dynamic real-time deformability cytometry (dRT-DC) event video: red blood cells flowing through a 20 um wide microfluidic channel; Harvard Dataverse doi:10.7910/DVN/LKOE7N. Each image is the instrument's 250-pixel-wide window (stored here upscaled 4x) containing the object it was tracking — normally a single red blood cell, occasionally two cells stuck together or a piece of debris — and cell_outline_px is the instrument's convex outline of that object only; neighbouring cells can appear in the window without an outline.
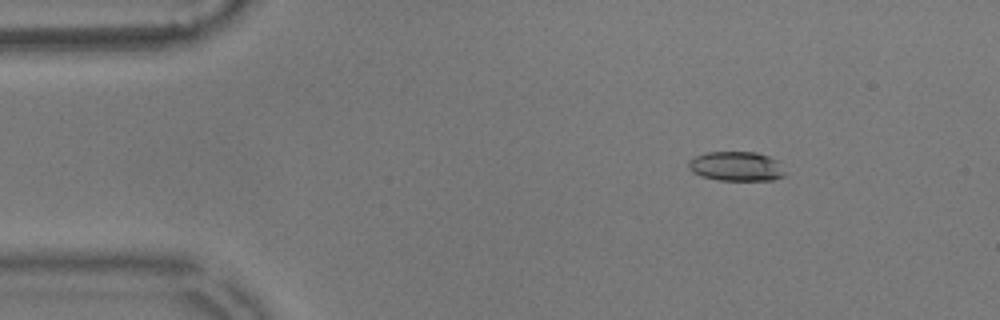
{"species": "common noctule bat (a hibernating species)", "species_latin": "Nyctalus noctula", "temperature_condition": "warm", "stored_images_in_passage": 52, "camera_frame_rate_fps": 3000, "um_per_image_px": 0.085, "animal": {"sex": "male", "body_mass_g": 17.9}, "frame": {"image": 1, "passage_image": 4, "time_ms": 1.0, "image_size_px": [1000, 320], "cell_outline_px": [[788, 172], [784, 176], [772, 180], [720, 180], [700, 176], [692, 172], [688, 168], [688, 160], [696, 156], [708, 152], [756, 152], [768, 156], [776, 160]], "centroid_in_image_um": [62.6, 14.14], "position_along_channel_um": 22.4, "area_um2": 16.7}}
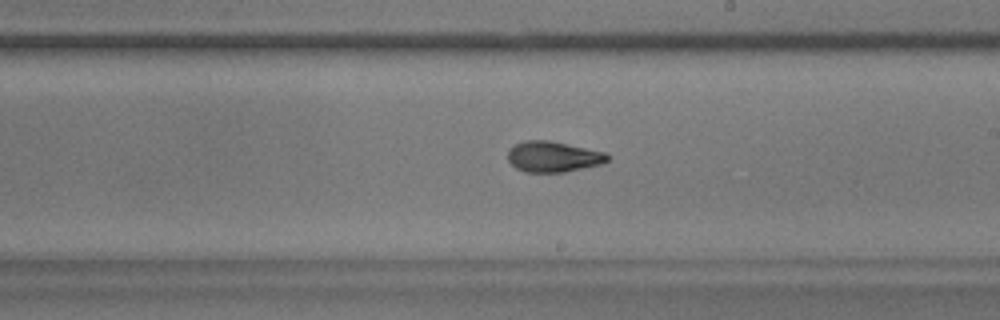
{"frame": {"image": 2, "passage_image": 28, "time_ms": 9.0, "image_size_px": [1000, 320], "cell_outline_px": [[608, 160], [600, 164], [564, 172], [524, 172], [516, 168], [508, 160], [508, 148], [524, 140], [548, 140], [604, 152], [608, 156]], "centroid_in_image_um": [46.96, 13.32], "position_along_channel_um": 242.0, "area_um2": 17.63}}
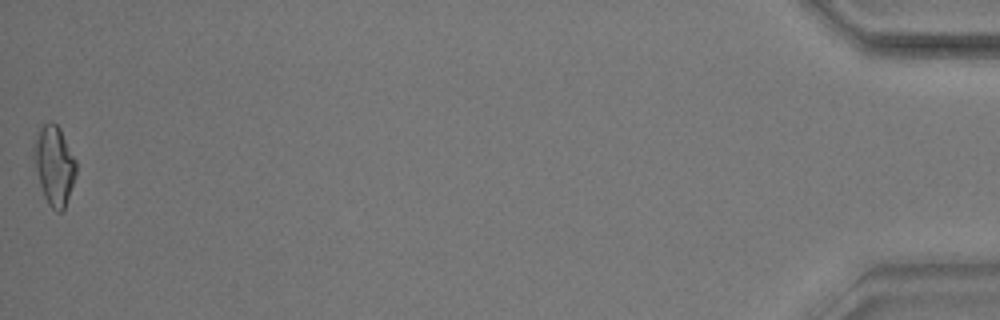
{"frame": {"image": 3, "passage_image": 52, "time_ms": 17.0, "image_size_px": [1000, 320], "cell_outline_px": [[76, 172], [64, 208], [60, 212], [56, 212], [48, 204], [44, 196], [40, 184], [36, 168], [32, 148], [40, 128], [48, 120], [56, 124], [60, 128], [76, 160]], "centroid_in_image_um": [4.6, 14.03], "position_along_channel_um": 430.6, "area_um2": 19.13}, "authors_computed_cell_mechanics": {"area_um2": 17.7157, "velocity_mm_per_s": 3.6124, "shape_relaxation_time_tau1_ms": 4.2666, "shape_relaxation_time_tau2_ms": 2.6979, "deformation_change_tau1": 0.1702, "deformation_change_tau2": 0.0815}}